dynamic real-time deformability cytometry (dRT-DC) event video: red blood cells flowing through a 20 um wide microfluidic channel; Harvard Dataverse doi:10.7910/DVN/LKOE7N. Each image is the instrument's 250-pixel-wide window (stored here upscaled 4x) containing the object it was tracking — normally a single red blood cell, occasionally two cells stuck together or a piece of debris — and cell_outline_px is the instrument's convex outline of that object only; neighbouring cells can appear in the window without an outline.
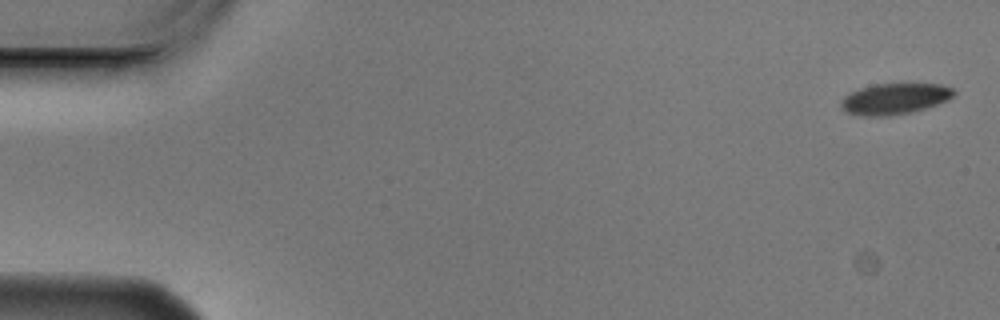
{"species": "Egyptian fruit bat (a non-hibernating species)", "species_latin": "Rousettus aegyptiacus", "temperature_condition": "cold", "stored_images_in_passage": 5, "camera_frame_rate_fps": 3000, "um_per_image_px": 0.085, "animal": {"sex": "male"}, "frame": {"image": 1, "passage_image": 1, "time_ms": 0.0, "image_size_px": [1000, 320], "cell_outline_px": [[956, 92], [948, 100], [912, 112], [888, 116], [860, 116], [844, 112], [840, 104], [844, 96], [860, 88], [876, 84], [940, 84], [952, 88]], "centroid_in_image_um": [76.02, 8.41], "position_along_channel_um": 9.0, "area_um2": 20.29}}
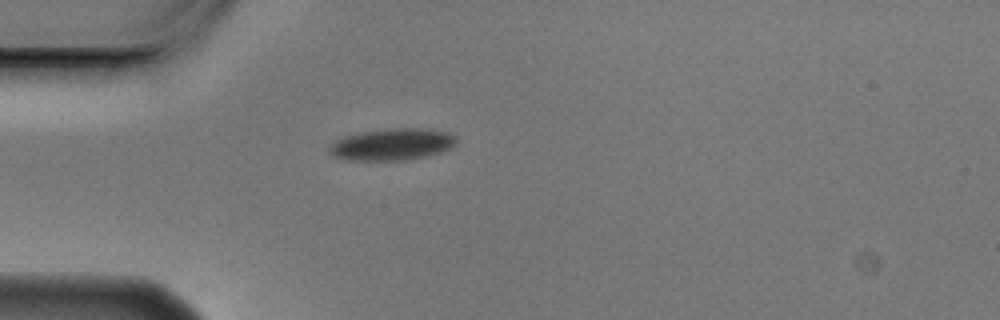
{"frame": {"image": 2, "passage_image": 5, "time_ms": 1.333, "image_size_px": [1000, 320], "cell_outline_px": [[456, 144], [440, 152], [424, 156], [404, 160], [348, 160], [332, 156], [328, 152], [328, 148], [336, 140], [344, 136], [364, 132], [392, 128], [420, 128], [448, 132], [456, 136]], "centroid_in_image_um": [33.31, 12.27], "position_along_channel_um": 51.7, "area_um2": 23.29}}